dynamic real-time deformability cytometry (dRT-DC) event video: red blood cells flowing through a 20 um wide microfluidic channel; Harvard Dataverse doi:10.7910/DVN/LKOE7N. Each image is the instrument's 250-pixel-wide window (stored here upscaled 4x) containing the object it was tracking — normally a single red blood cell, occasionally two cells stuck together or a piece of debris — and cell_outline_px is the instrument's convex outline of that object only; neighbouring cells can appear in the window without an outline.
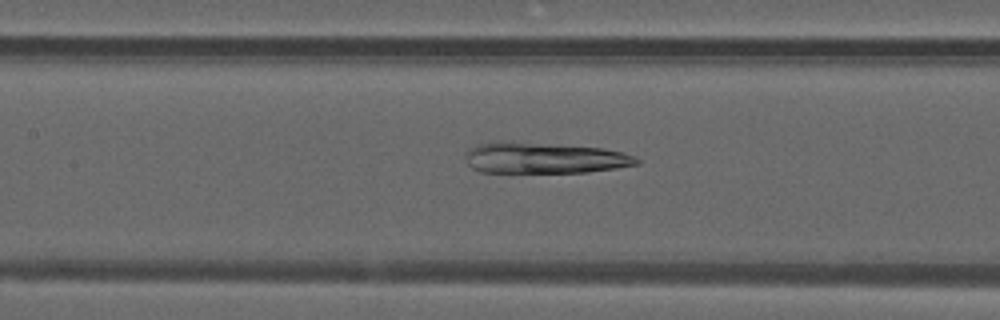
{"species": "common noctule bat (a hibernating species)", "species_latin": "Nyctalus noctula", "temperature_condition": "warm", "stored_images_in_passage": 36, "camera_frame_rate_fps": 3000, "um_per_image_px": 0.085, "animal": {"sex": "male", "forearm_length_mm": 52.5}, "frame": {"image": 1, "passage_image": 8, "time_ms": 2.333, "image_size_px": [1000, 320], "cell_outline_px": [[640, 164], [616, 168], [588, 172], [480, 172], [472, 168], [468, 164], [464, 156], [464, 152], [468, 148], [476, 144], [496, 140], [512, 140], [604, 148], [636, 156], [640, 160]], "centroid_in_image_um": [46.19, 13.4], "position_along_channel_um": 161.2, "area_um2": 31.73}}
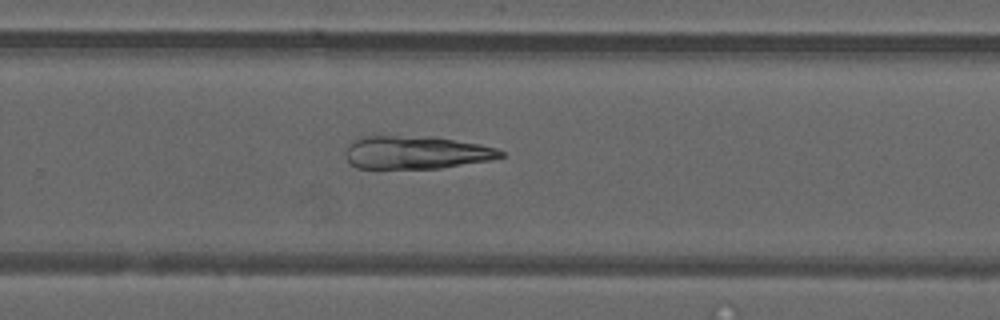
{"frame": {"image": 2, "passage_image": 18, "time_ms": 5.667, "image_size_px": [1000, 320], "cell_outline_px": [[504, 156], [492, 160], [440, 168], [356, 168], [344, 156], [344, 152], [348, 144], [352, 140], [360, 136], [432, 136], [480, 144], [496, 148], [504, 152]], "centroid_in_image_um": [35.35, 12.95], "position_along_channel_um": 294.5, "area_um2": 30.11}}
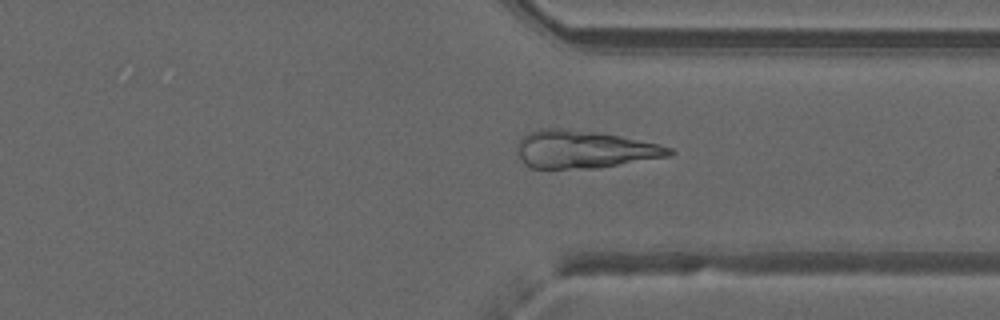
{"frame": {"image": 3, "passage_image": 23, "time_ms": 7.333, "image_size_px": [1000, 320], "cell_outline_px": [[676, 152], [672, 156], [600, 168], [532, 168], [524, 164], [520, 160], [516, 152], [516, 148], [520, 140], [528, 132], [540, 128], [564, 128], [600, 132], [620, 136], [656, 144], [672, 148]], "centroid_in_image_um": [49.65, 12.7], "position_along_channel_um": 361.8, "area_um2": 33.76}}